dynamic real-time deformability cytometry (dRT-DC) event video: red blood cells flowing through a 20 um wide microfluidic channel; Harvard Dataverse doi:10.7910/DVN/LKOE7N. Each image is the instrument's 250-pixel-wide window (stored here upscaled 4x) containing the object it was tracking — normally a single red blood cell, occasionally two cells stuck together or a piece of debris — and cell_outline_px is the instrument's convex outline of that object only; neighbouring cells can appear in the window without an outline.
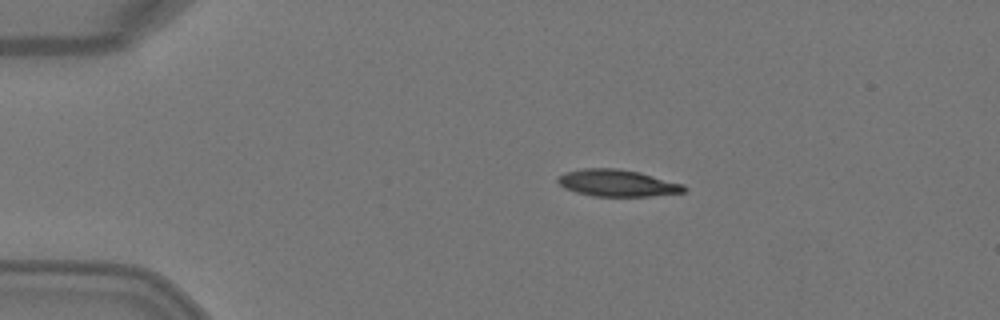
{"species": "Egyptian fruit bat (a non-hibernating species)", "species_latin": "Rousettus aegyptiacus", "temperature_condition": "warm", "stored_images_in_passage": 4, "camera_frame_rate_fps": 3000, "um_per_image_px": 0.085, "animal": {"sex": "female"}, "frame": {"image": 1, "passage_image": 4, "time_ms": 1.0, "image_size_px": [1000, 320], "cell_outline_px": [[688, 188], [684, 192], [648, 196], [592, 196], [576, 192], [564, 188], [556, 180], [556, 176], [564, 172], [584, 168], [616, 168], [640, 172], [684, 184]], "centroid_in_image_um": [52.45, 15.55], "position_along_channel_um": 32.6, "area_um2": 19.88}}